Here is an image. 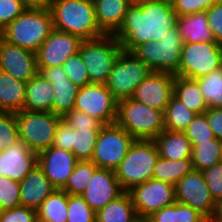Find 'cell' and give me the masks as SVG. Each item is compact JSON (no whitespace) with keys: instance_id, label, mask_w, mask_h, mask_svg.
I'll return each instance as SVG.
<instances>
[{"instance_id":"1","label":"cell","mask_w":222,"mask_h":222,"mask_svg":"<svg viewBox=\"0 0 222 222\" xmlns=\"http://www.w3.org/2000/svg\"><path fill=\"white\" fill-rule=\"evenodd\" d=\"M179 16L171 5V0H152L131 4L120 28L113 34L125 51L132 52L138 45L159 41L169 31L177 27Z\"/></svg>"},{"instance_id":"2","label":"cell","mask_w":222,"mask_h":222,"mask_svg":"<svg viewBox=\"0 0 222 222\" xmlns=\"http://www.w3.org/2000/svg\"><path fill=\"white\" fill-rule=\"evenodd\" d=\"M53 29L49 8H27L0 32V37L9 44L36 53Z\"/></svg>"},{"instance_id":"3","label":"cell","mask_w":222,"mask_h":222,"mask_svg":"<svg viewBox=\"0 0 222 222\" xmlns=\"http://www.w3.org/2000/svg\"><path fill=\"white\" fill-rule=\"evenodd\" d=\"M49 9L56 30L79 36L82 40L104 35L96 22L93 0H52Z\"/></svg>"},{"instance_id":"4","label":"cell","mask_w":222,"mask_h":222,"mask_svg":"<svg viewBox=\"0 0 222 222\" xmlns=\"http://www.w3.org/2000/svg\"><path fill=\"white\" fill-rule=\"evenodd\" d=\"M115 123L135 140H154L165 130L164 112L146 106L132 97L117 101Z\"/></svg>"},{"instance_id":"5","label":"cell","mask_w":222,"mask_h":222,"mask_svg":"<svg viewBox=\"0 0 222 222\" xmlns=\"http://www.w3.org/2000/svg\"><path fill=\"white\" fill-rule=\"evenodd\" d=\"M158 158V149L153 140H135L114 170L123 191L128 192L133 187L152 179Z\"/></svg>"},{"instance_id":"6","label":"cell","mask_w":222,"mask_h":222,"mask_svg":"<svg viewBox=\"0 0 222 222\" xmlns=\"http://www.w3.org/2000/svg\"><path fill=\"white\" fill-rule=\"evenodd\" d=\"M122 50L120 43L112 34L81 42L79 53L86 65L90 83L106 84Z\"/></svg>"},{"instance_id":"7","label":"cell","mask_w":222,"mask_h":222,"mask_svg":"<svg viewBox=\"0 0 222 222\" xmlns=\"http://www.w3.org/2000/svg\"><path fill=\"white\" fill-rule=\"evenodd\" d=\"M183 46L178 27L166 31L159 41L138 45L132 52L152 71L175 75L181 61Z\"/></svg>"},{"instance_id":"8","label":"cell","mask_w":222,"mask_h":222,"mask_svg":"<svg viewBox=\"0 0 222 222\" xmlns=\"http://www.w3.org/2000/svg\"><path fill=\"white\" fill-rule=\"evenodd\" d=\"M15 115L19 139L25 142L32 152L39 154L52 146L61 116L52 112L28 110L18 111Z\"/></svg>"},{"instance_id":"9","label":"cell","mask_w":222,"mask_h":222,"mask_svg":"<svg viewBox=\"0 0 222 222\" xmlns=\"http://www.w3.org/2000/svg\"><path fill=\"white\" fill-rule=\"evenodd\" d=\"M152 72L133 52L122 50L106 81L117 100L131 98L142 81Z\"/></svg>"},{"instance_id":"10","label":"cell","mask_w":222,"mask_h":222,"mask_svg":"<svg viewBox=\"0 0 222 222\" xmlns=\"http://www.w3.org/2000/svg\"><path fill=\"white\" fill-rule=\"evenodd\" d=\"M222 67V45L216 42L183 43L175 76L196 80Z\"/></svg>"},{"instance_id":"11","label":"cell","mask_w":222,"mask_h":222,"mask_svg":"<svg viewBox=\"0 0 222 222\" xmlns=\"http://www.w3.org/2000/svg\"><path fill=\"white\" fill-rule=\"evenodd\" d=\"M135 139L116 123L104 125L98 134L91 161L98 168L115 170Z\"/></svg>"},{"instance_id":"12","label":"cell","mask_w":222,"mask_h":222,"mask_svg":"<svg viewBox=\"0 0 222 222\" xmlns=\"http://www.w3.org/2000/svg\"><path fill=\"white\" fill-rule=\"evenodd\" d=\"M73 109L88 114L103 125L116 122L117 100L106 84L90 83L79 88Z\"/></svg>"},{"instance_id":"13","label":"cell","mask_w":222,"mask_h":222,"mask_svg":"<svg viewBox=\"0 0 222 222\" xmlns=\"http://www.w3.org/2000/svg\"><path fill=\"white\" fill-rule=\"evenodd\" d=\"M137 215L149 217L154 212L173 205L176 201L175 185L150 179L128 191Z\"/></svg>"},{"instance_id":"14","label":"cell","mask_w":222,"mask_h":222,"mask_svg":"<svg viewBox=\"0 0 222 222\" xmlns=\"http://www.w3.org/2000/svg\"><path fill=\"white\" fill-rule=\"evenodd\" d=\"M176 202L189 205L208 221L213 215L215 201L201 171L192 170L175 184Z\"/></svg>"},{"instance_id":"15","label":"cell","mask_w":222,"mask_h":222,"mask_svg":"<svg viewBox=\"0 0 222 222\" xmlns=\"http://www.w3.org/2000/svg\"><path fill=\"white\" fill-rule=\"evenodd\" d=\"M82 41L79 36L53 29L36 52L38 68L62 66L79 52Z\"/></svg>"},{"instance_id":"16","label":"cell","mask_w":222,"mask_h":222,"mask_svg":"<svg viewBox=\"0 0 222 222\" xmlns=\"http://www.w3.org/2000/svg\"><path fill=\"white\" fill-rule=\"evenodd\" d=\"M174 79L173 74L152 71L136 87L132 98L146 106L165 112L174 94Z\"/></svg>"},{"instance_id":"17","label":"cell","mask_w":222,"mask_h":222,"mask_svg":"<svg viewBox=\"0 0 222 222\" xmlns=\"http://www.w3.org/2000/svg\"><path fill=\"white\" fill-rule=\"evenodd\" d=\"M0 70L27 83L39 72L36 53L9 44L0 37Z\"/></svg>"},{"instance_id":"18","label":"cell","mask_w":222,"mask_h":222,"mask_svg":"<svg viewBox=\"0 0 222 222\" xmlns=\"http://www.w3.org/2000/svg\"><path fill=\"white\" fill-rule=\"evenodd\" d=\"M123 192L114 170L98 168L81 196L97 212Z\"/></svg>"},{"instance_id":"19","label":"cell","mask_w":222,"mask_h":222,"mask_svg":"<svg viewBox=\"0 0 222 222\" xmlns=\"http://www.w3.org/2000/svg\"><path fill=\"white\" fill-rule=\"evenodd\" d=\"M39 74L53 87V113L63 117L74 108L79 88L65 73L62 66L38 68Z\"/></svg>"},{"instance_id":"20","label":"cell","mask_w":222,"mask_h":222,"mask_svg":"<svg viewBox=\"0 0 222 222\" xmlns=\"http://www.w3.org/2000/svg\"><path fill=\"white\" fill-rule=\"evenodd\" d=\"M38 164V154L22 140L0 152V176L20 182Z\"/></svg>"},{"instance_id":"21","label":"cell","mask_w":222,"mask_h":222,"mask_svg":"<svg viewBox=\"0 0 222 222\" xmlns=\"http://www.w3.org/2000/svg\"><path fill=\"white\" fill-rule=\"evenodd\" d=\"M77 161L73 152L54 146L38 154V165L56 189H61L66 184Z\"/></svg>"},{"instance_id":"22","label":"cell","mask_w":222,"mask_h":222,"mask_svg":"<svg viewBox=\"0 0 222 222\" xmlns=\"http://www.w3.org/2000/svg\"><path fill=\"white\" fill-rule=\"evenodd\" d=\"M19 183L21 206L34 210L56 190L38 164Z\"/></svg>"},{"instance_id":"23","label":"cell","mask_w":222,"mask_h":222,"mask_svg":"<svg viewBox=\"0 0 222 222\" xmlns=\"http://www.w3.org/2000/svg\"><path fill=\"white\" fill-rule=\"evenodd\" d=\"M96 22L104 34H114L121 26L130 0H93Z\"/></svg>"},{"instance_id":"24","label":"cell","mask_w":222,"mask_h":222,"mask_svg":"<svg viewBox=\"0 0 222 222\" xmlns=\"http://www.w3.org/2000/svg\"><path fill=\"white\" fill-rule=\"evenodd\" d=\"M177 27L183 43L215 42L206 11L179 16Z\"/></svg>"},{"instance_id":"25","label":"cell","mask_w":222,"mask_h":222,"mask_svg":"<svg viewBox=\"0 0 222 222\" xmlns=\"http://www.w3.org/2000/svg\"><path fill=\"white\" fill-rule=\"evenodd\" d=\"M23 110L53 113L52 84L39 73L26 83Z\"/></svg>"},{"instance_id":"26","label":"cell","mask_w":222,"mask_h":222,"mask_svg":"<svg viewBox=\"0 0 222 222\" xmlns=\"http://www.w3.org/2000/svg\"><path fill=\"white\" fill-rule=\"evenodd\" d=\"M153 141L159 157L169 160L192 157V145L184 132L164 130Z\"/></svg>"},{"instance_id":"27","label":"cell","mask_w":222,"mask_h":222,"mask_svg":"<svg viewBox=\"0 0 222 222\" xmlns=\"http://www.w3.org/2000/svg\"><path fill=\"white\" fill-rule=\"evenodd\" d=\"M26 83L0 70V111L13 112L23 110Z\"/></svg>"},{"instance_id":"28","label":"cell","mask_w":222,"mask_h":222,"mask_svg":"<svg viewBox=\"0 0 222 222\" xmlns=\"http://www.w3.org/2000/svg\"><path fill=\"white\" fill-rule=\"evenodd\" d=\"M136 217V209L126 191L96 212V222H132Z\"/></svg>"},{"instance_id":"29","label":"cell","mask_w":222,"mask_h":222,"mask_svg":"<svg viewBox=\"0 0 222 222\" xmlns=\"http://www.w3.org/2000/svg\"><path fill=\"white\" fill-rule=\"evenodd\" d=\"M174 95L196 114H204L209 108L196 80L175 76Z\"/></svg>"},{"instance_id":"30","label":"cell","mask_w":222,"mask_h":222,"mask_svg":"<svg viewBox=\"0 0 222 222\" xmlns=\"http://www.w3.org/2000/svg\"><path fill=\"white\" fill-rule=\"evenodd\" d=\"M68 193L56 189L36 210L37 219L45 222H67L68 220Z\"/></svg>"},{"instance_id":"31","label":"cell","mask_w":222,"mask_h":222,"mask_svg":"<svg viewBox=\"0 0 222 222\" xmlns=\"http://www.w3.org/2000/svg\"><path fill=\"white\" fill-rule=\"evenodd\" d=\"M193 170L192 159L169 160L159 157L153 170L152 178L175 185Z\"/></svg>"},{"instance_id":"32","label":"cell","mask_w":222,"mask_h":222,"mask_svg":"<svg viewBox=\"0 0 222 222\" xmlns=\"http://www.w3.org/2000/svg\"><path fill=\"white\" fill-rule=\"evenodd\" d=\"M150 222H208L198 211L189 205L176 202L164 207L148 217Z\"/></svg>"},{"instance_id":"33","label":"cell","mask_w":222,"mask_h":222,"mask_svg":"<svg viewBox=\"0 0 222 222\" xmlns=\"http://www.w3.org/2000/svg\"><path fill=\"white\" fill-rule=\"evenodd\" d=\"M195 115L173 94L164 112L165 130L184 132Z\"/></svg>"},{"instance_id":"34","label":"cell","mask_w":222,"mask_h":222,"mask_svg":"<svg viewBox=\"0 0 222 222\" xmlns=\"http://www.w3.org/2000/svg\"><path fill=\"white\" fill-rule=\"evenodd\" d=\"M192 145V165L194 170L204 171L222 161L221 140L213 139Z\"/></svg>"},{"instance_id":"35","label":"cell","mask_w":222,"mask_h":222,"mask_svg":"<svg viewBox=\"0 0 222 222\" xmlns=\"http://www.w3.org/2000/svg\"><path fill=\"white\" fill-rule=\"evenodd\" d=\"M97 169V165L91 160L77 161L73 172L61 190L69 195H81Z\"/></svg>"},{"instance_id":"36","label":"cell","mask_w":222,"mask_h":222,"mask_svg":"<svg viewBox=\"0 0 222 222\" xmlns=\"http://www.w3.org/2000/svg\"><path fill=\"white\" fill-rule=\"evenodd\" d=\"M100 129H79L71 127V152L78 161L91 160Z\"/></svg>"},{"instance_id":"37","label":"cell","mask_w":222,"mask_h":222,"mask_svg":"<svg viewBox=\"0 0 222 222\" xmlns=\"http://www.w3.org/2000/svg\"><path fill=\"white\" fill-rule=\"evenodd\" d=\"M209 108H222V67L196 79Z\"/></svg>"},{"instance_id":"38","label":"cell","mask_w":222,"mask_h":222,"mask_svg":"<svg viewBox=\"0 0 222 222\" xmlns=\"http://www.w3.org/2000/svg\"><path fill=\"white\" fill-rule=\"evenodd\" d=\"M67 222H96V212L81 195L68 194Z\"/></svg>"},{"instance_id":"39","label":"cell","mask_w":222,"mask_h":222,"mask_svg":"<svg viewBox=\"0 0 222 222\" xmlns=\"http://www.w3.org/2000/svg\"><path fill=\"white\" fill-rule=\"evenodd\" d=\"M184 134L191 144H200V142H209V140L216 139L205 114H196L184 130Z\"/></svg>"},{"instance_id":"40","label":"cell","mask_w":222,"mask_h":222,"mask_svg":"<svg viewBox=\"0 0 222 222\" xmlns=\"http://www.w3.org/2000/svg\"><path fill=\"white\" fill-rule=\"evenodd\" d=\"M18 140L19 132L15 113L0 111V152Z\"/></svg>"},{"instance_id":"41","label":"cell","mask_w":222,"mask_h":222,"mask_svg":"<svg viewBox=\"0 0 222 222\" xmlns=\"http://www.w3.org/2000/svg\"><path fill=\"white\" fill-rule=\"evenodd\" d=\"M20 204V183L0 176V212L11 210Z\"/></svg>"},{"instance_id":"42","label":"cell","mask_w":222,"mask_h":222,"mask_svg":"<svg viewBox=\"0 0 222 222\" xmlns=\"http://www.w3.org/2000/svg\"><path fill=\"white\" fill-rule=\"evenodd\" d=\"M68 78L78 87H84L90 84L86 65L83 63L79 52L69 57L62 65Z\"/></svg>"},{"instance_id":"43","label":"cell","mask_w":222,"mask_h":222,"mask_svg":"<svg viewBox=\"0 0 222 222\" xmlns=\"http://www.w3.org/2000/svg\"><path fill=\"white\" fill-rule=\"evenodd\" d=\"M62 119L75 130L101 129L104 126L99 120L76 109H72Z\"/></svg>"},{"instance_id":"44","label":"cell","mask_w":222,"mask_h":222,"mask_svg":"<svg viewBox=\"0 0 222 222\" xmlns=\"http://www.w3.org/2000/svg\"><path fill=\"white\" fill-rule=\"evenodd\" d=\"M220 0H171V5L178 16L207 11Z\"/></svg>"},{"instance_id":"45","label":"cell","mask_w":222,"mask_h":222,"mask_svg":"<svg viewBox=\"0 0 222 222\" xmlns=\"http://www.w3.org/2000/svg\"><path fill=\"white\" fill-rule=\"evenodd\" d=\"M210 194L215 202L222 199V161L202 171Z\"/></svg>"},{"instance_id":"46","label":"cell","mask_w":222,"mask_h":222,"mask_svg":"<svg viewBox=\"0 0 222 222\" xmlns=\"http://www.w3.org/2000/svg\"><path fill=\"white\" fill-rule=\"evenodd\" d=\"M26 9L22 0H0V32Z\"/></svg>"},{"instance_id":"47","label":"cell","mask_w":222,"mask_h":222,"mask_svg":"<svg viewBox=\"0 0 222 222\" xmlns=\"http://www.w3.org/2000/svg\"><path fill=\"white\" fill-rule=\"evenodd\" d=\"M37 212L34 209L18 206L0 212V222H36Z\"/></svg>"},{"instance_id":"48","label":"cell","mask_w":222,"mask_h":222,"mask_svg":"<svg viewBox=\"0 0 222 222\" xmlns=\"http://www.w3.org/2000/svg\"><path fill=\"white\" fill-rule=\"evenodd\" d=\"M206 14L215 42L222 45V0L211 6Z\"/></svg>"},{"instance_id":"49","label":"cell","mask_w":222,"mask_h":222,"mask_svg":"<svg viewBox=\"0 0 222 222\" xmlns=\"http://www.w3.org/2000/svg\"><path fill=\"white\" fill-rule=\"evenodd\" d=\"M52 146L71 151V126L63 119L58 123Z\"/></svg>"},{"instance_id":"50","label":"cell","mask_w":222,"mask_h":222,"mask_svg":"<svg viewBox=\"0 0 222 222\" xmlns=\"http://www.w3.org/2000/svg\"><path fill=\"white\" fill-rule=\"evenodd\" d=\"M204 114L215 138L222 141V108H208Z\"/></svg>"},{"instance_id":"51","label":"cell","mask_w":222,"mask_h":222,"mask_svg":"<svg viewBox=\"0 0 222 222\" xmlns=\"http://www.w3.org/2000/svg\"><path fill=\"white\" fill-rule=\"evenodd\" d=\"M27 8H50L52 0H22Z\"/></svg>"},{"instance_id":"52","label":"cell","mask_w":222,"mask_h":222,"mask_svg":"<svg viewBox=\"0 0 222 222\" xmlns=\"http://www.w3.org/2000/svg\"><path fill=\"white\" fill-rule=\"evenodd\" d=\"M208 222H222V199L215 202L213 215Z\"/></svg>"},{"instance_id":"53","label":"cell","mask_w":222,"mask_h":222,"mask_svg":"<svg viewBox=\"0 0 222 222\" xmlns=\"http://www.w3.org/2000/svg\"><path fill=\"white\" fill-rule=\"evenodd\" d=\"M132 222H150V221H149V218L147 217L138 216Z\"/></svg>"},{"instance_id":"54","label":"cell","mask_w":222,"mask_h":222,"mask_svg":"<svg viewBox=\"0 0 222 222\" xmlns=\"http://www.w3.org/2000/svg\"><path fill=\"white\" fill-rule=\"evenodd\" d=\"M148 1H152V0H130L131 4H140L143 2H148Z\"/></svg>"}]
</instances>
